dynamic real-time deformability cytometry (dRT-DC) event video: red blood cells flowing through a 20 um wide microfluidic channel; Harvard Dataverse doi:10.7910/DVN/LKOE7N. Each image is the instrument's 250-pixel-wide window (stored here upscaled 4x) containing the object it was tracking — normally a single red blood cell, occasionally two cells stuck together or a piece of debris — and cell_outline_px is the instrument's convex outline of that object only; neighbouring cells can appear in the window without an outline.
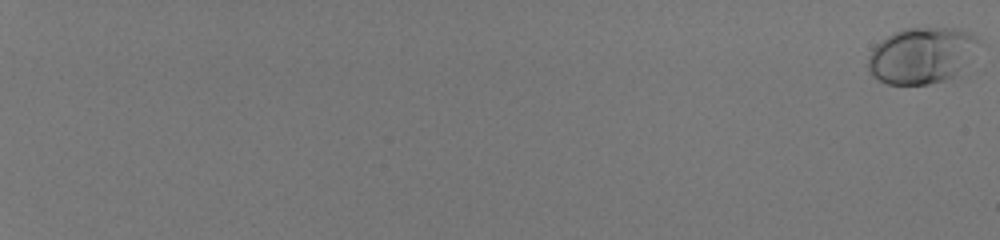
{"species": "human", "species_latin": "Homo sapiens", "temperature_condition": "room temperature", "stored_images_in_passage": 58, "camera_frame_rate_fps": 3000, "um_per_image_px": 0.085, "donor": {"sex": "male"}, "frame": {"image": 1, "passage_image": 1, "time_ms": 0.0, "image_size_px": [1000, 240], "cell_outline_px": [[984, 44], [956, 76], [944, 80], [928, 84], [888, 84], [872, 76], [868, 68], [868, 56], [872, 48], [880, 40], [904, 28], [956, 28], [980, 36]], "centroid_in_image_um": [78.41, 4.7], "position_along_channel_um": 6.6, "area_um2": 36.82}}
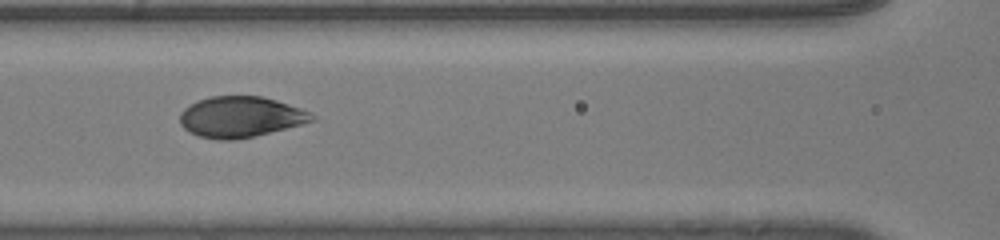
{"frame": {"image": 2, "passage_image": 34, "time_ms": 11.0, "image_size_px": [1000, 240], "cell_outline_px": [[316, 120], [252, 136], [232, 140], [216, 140], [200, 136], [188, 132], [180, 124], [180, 112], [184, 108], [200, 100], [212, 96], [260, 96], [276, 100], [300, 108], [316, 116]], "centroid_in_image_um": [20.41, 9.94], "position_along_channel_um": 146.2, "area_um2": 30.98}}
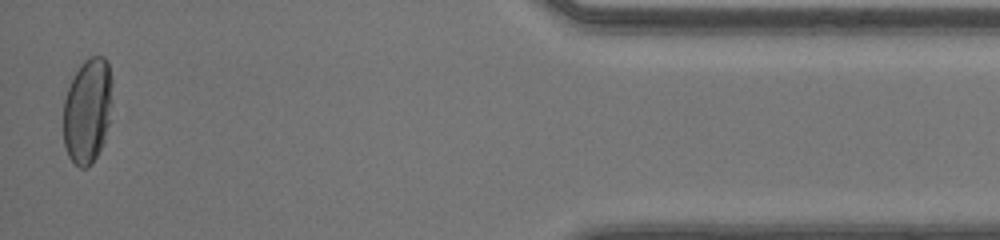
{"frame": {"image": 3, "passage_image": 58, "time_ms": 19.0, "image_size_px": [1000, 240], "cell_outline_px": [[112, 120], [104, 140], [92, 164], [88, 168], [80, 168], [68, 156], [64, 144], [64, 100], [68, 88], [80, 64], [84, 60], [92, 56], [104, 56], [108, 60], [112, 80]], "centroid_in_image_um": [7.48, 9.4], "position_along_channel_um": 427.7, "area_um2": 30.58}, "authors_computed_cell_mechanics": {"area_um2": 32.9171, "velocity_mm_per_s": 4.1105, "shape_relaxation_time_tau1_ms": 3.514, "shape_relaxation_time_tau2_ms": null, "deformation_change_tau1": 0.152, "deformation_change_tau2": null}}